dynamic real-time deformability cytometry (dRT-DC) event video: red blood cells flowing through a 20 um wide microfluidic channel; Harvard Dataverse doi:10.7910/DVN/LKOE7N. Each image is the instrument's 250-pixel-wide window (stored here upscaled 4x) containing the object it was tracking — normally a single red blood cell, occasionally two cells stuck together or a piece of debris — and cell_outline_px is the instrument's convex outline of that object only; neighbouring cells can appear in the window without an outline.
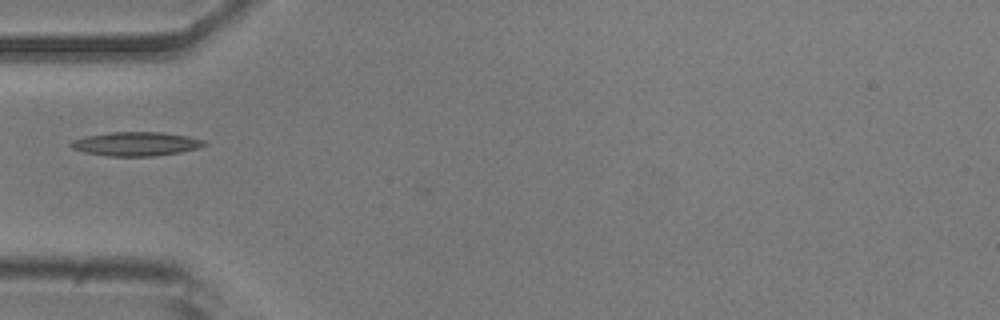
{"species": "common noctule bat (a hibernating species)", "species_latin": "Nyctalus noctula", "temperature_condition": "room temperature", "stored_images_in_passage": 37, "camera_frame_rate_fps": 3000, "um_per_image_px": 0.085, "animal": {"sex": "male", "body_mass_g": 20.5, "forearm_length_mm": 52.5}, "frame": {"image": 1, "passage_image": 1, "time_ms": 0.0, "image_size_px": [1000, 320], "cell_outline_px": [[208, 144], [196, 148], [180, 152], [152, 156], [108, 156], [84, 152], [72, 148], [68, 144], [72, 140], [88, 136], [108, 132], [160, 132], [188, 136], [204, 140]], "centroid_in_image_um": [11.54, 12.23], "position_along_channel_um": 73.5, "area_um2": 18.5}}
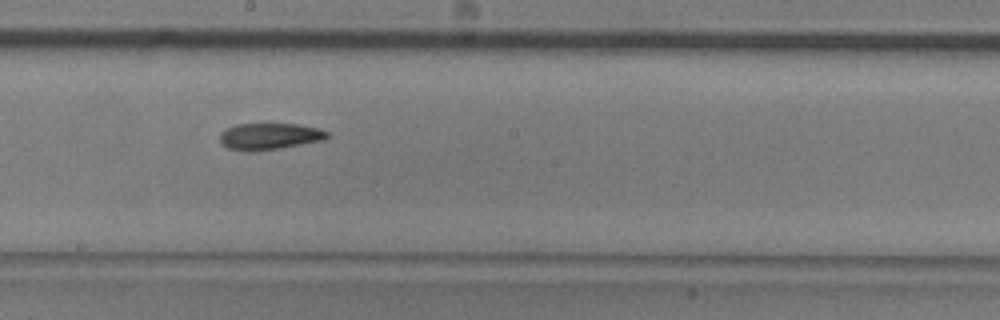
{"frame": {"image": 2, "passage_image": 13, "time_ms": 4.0, "image_size_px": [1000, 320], "cell_outline_px": [[328, 136], [324, 140], [280, 148], [256, 152], [252, 152], [228, 148], [220, 144], [220, 132], [224, 128], [236, 124], [296, 124], [320, 128], [328, 132]], "centroid_in_image_um": [22.87, 11.59], "position_along_channel_um": 225.3, "area_um2": 16.82}}
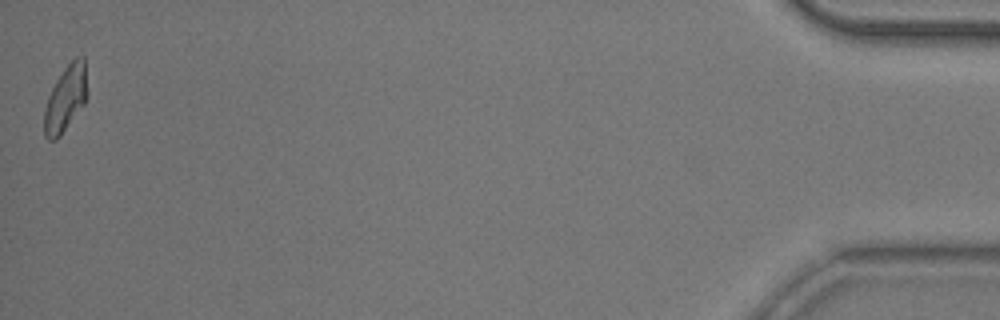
{"frame": {"image": 3, "passage_image": 37, "time_ms": 12.0, "image_size_px": [1000, 320], "cell_outline_px": [[88, 92], [84, 104], [60, 136], [56, 140], [48, 140], [44, 136], [44, 108], [48, 96], [56, 80], [64, 68], [76, 56], [84, 56]], "centroid_in_image_um": [5.58, 8.37], "position_along_channel_um": 429.6, "area_um2": 16.65}}